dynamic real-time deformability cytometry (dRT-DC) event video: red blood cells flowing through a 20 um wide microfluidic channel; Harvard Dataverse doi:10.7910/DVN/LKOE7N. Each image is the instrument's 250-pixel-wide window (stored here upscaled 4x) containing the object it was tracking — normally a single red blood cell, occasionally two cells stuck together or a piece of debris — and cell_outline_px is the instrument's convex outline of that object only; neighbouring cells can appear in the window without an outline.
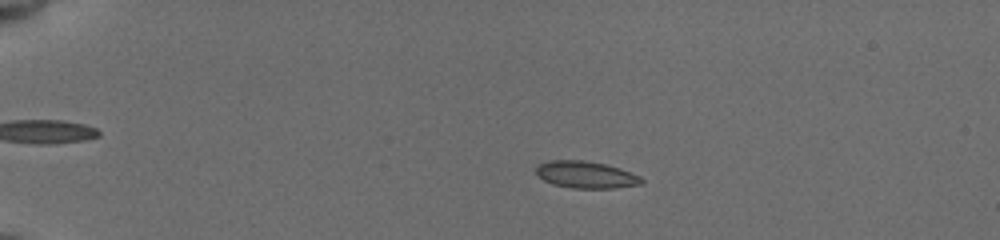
{"species": "common noctule bat (a hibernating species)", "species_latin": "Nyctalus noctula", "temperature_condition": "cold", "stored_images_in_passage": 71, "camera_frame_rate_fps": 3000, "um_per_image_px": 0.085, "animal": {"sex": "female", "body_mass_g": 19.5, "forearm_length_mm": 54.1}, "frame": {"image": 1, "passage_image": 13, "time_ms": 3.333, "image_size_px": [1000, 240], "cell_outline_px": [[644, 184], [612, 188], [572, 188], [552, 184], [536, 176], [536, 168], [540, 164], [548, 160], [584, 160], [604, 164], [620, 168], [640, 176], [644, 180]], "centroid_in_image_um": [49.8, 14.85], "position_along_channel_um": 35.2, "area_um2": 16.65}}
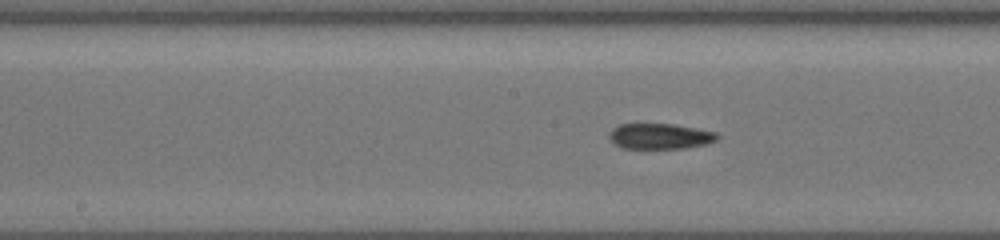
{"frame": {"image": 2, "passage_image": 37, "time_ms": 9.333, "image_size_px": [1000, 240], "cell_outline_px": [[720, 136], [716, 140], [704, 144], [684, 148], [624, 148], [616, 144], [608, 136], [612, 128], [620, 124], [672, 124], [696, 128], [716, 132]], "centroid_in_image_um": [56.1, 11.57], "position_along_channel_um": 192.1, "area_um2": 15.9}}
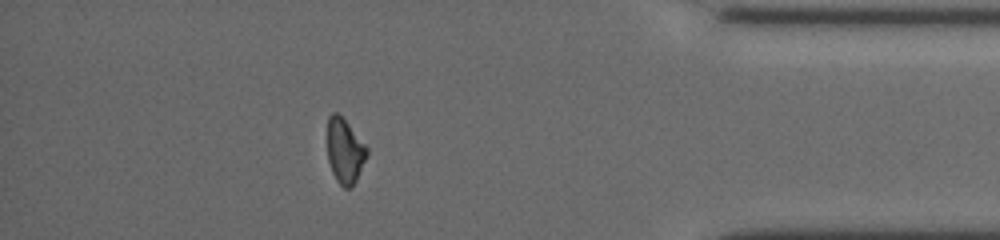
{"frame": {"image": 3, "passage_image": 63, "time_ms": 15.667, "image_size_px": [1000, 240], "cell_outline_px": [[368, 156], [352, 188], [344, 188], [336, 180], [332, 172], [328, 160], [328, 116], [332, 112], [336, 112], [348, 124], [368, 148]], "centroid_in_image_um": [29.32, 12.86], "position_along_channel_um": 405.9, "area_um2": 14.85}, "authors_computed_cell_mechanics": {"area_um2": 16.2418, "velocity_mm_per_s": 3.8455, "shape_relaxation_time_tau1_ms": null, "shape_relaxation_time_tau2_ms": 8.9995, "deformation_change_tau1": null, "deformation_change_tau2": 0.1219}}